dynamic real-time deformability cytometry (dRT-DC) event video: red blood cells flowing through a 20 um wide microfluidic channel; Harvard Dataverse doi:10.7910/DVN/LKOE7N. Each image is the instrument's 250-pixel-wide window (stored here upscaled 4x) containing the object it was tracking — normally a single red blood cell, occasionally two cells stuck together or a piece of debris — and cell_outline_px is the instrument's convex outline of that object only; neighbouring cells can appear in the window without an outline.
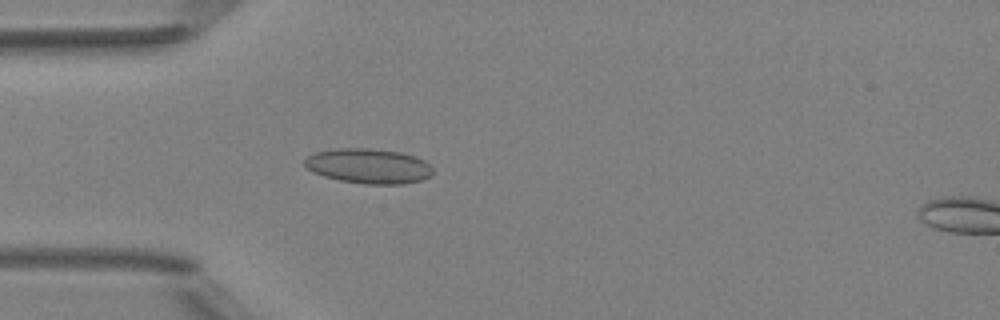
{"species": "Egyptian fruit bat (a non-hibernating species)", "species_latin": "Rousettus aegyptiacus", "temperature_condition": "room temperature", "stored_images_in_passage": 5, "camera_frame_rate_fps": 3000, "um_per_image_px": 0.085, "animal": {"sex": "female"}, "frame": {"image": 1, "passage_image": 4, "time_ms": 3.667, "image_size_px": [1000, 320], "cell_outline_px": [[432, 172], [428, 176], [420, 180], [404, 184], [364, 184], [340, 180], [324, 176], [312, 172], [304, 164], [304, 160], [308, 156], [316, 152], [332, 148], [368, 148], [400, 152], [416, 156], [424, 160], [432, 168]], "centroid_in_image_um": [31.31, 14.1], "position_along_channel_um": 53.7, "area_um2": 26.07}}